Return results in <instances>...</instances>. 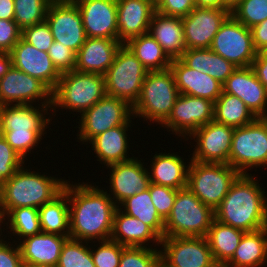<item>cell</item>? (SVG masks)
<instances>
[{"mask_svg": "<svg viewBox=\"0 0 267 267\" xmlns=\"http://www.w3.org/2000/svg\"><path fill=\"white\" fill-rule=\"evenodd\" d=\"M176 189L150 183V196L157 213L165 221L170 215L177 194Z\"/></svg>", "mask_w": 267, "mask_h": 267, "instance_id": "f6af8a7d", "label": "cell"}, {"mask_svg": "<svg viewBox=\"0 0 267 267\" xmlns=\"http://www.w3.org/2000/svg\"><path fill=\"white\" fill-rule=\"evenodd\" d=\"M121 45L115 39L87 37L76 53L75 70L105 75Z\"/></svg>", "mask_w": 267, "mask_h": 267, "instance_id": "d4e9b609", "label": "cell"}, {"mask_svg": "<svg viewBox=\"0 0 267 267\" xmlns=\"http://www.w3.org/2000/svg\"><path fill=\"white\" fill-rule=\"evenodd\" d=\"M45 21L54 41L61 42L75 53L85 43L87 36L75 3H50Z\"/></svg>", "mask_w": 267, "mask_h": 267, "instance_id": "e0dca14e", "label": "cell"}, {"mask_svg": "<svg viewBox=\"0 0 267 267\" xmlns=\"http://www.w3.org/2000/svg\"><path fill=\"white\" fill-rule=\"evenodd\" d=\"M78 0H50L51 3H76Z\"/></svg>", "mask_w": 267, "mask_h": 267, "instance_id": "91938a15", "label": "cell"}, {"mask_svg": "<svg viewBox=\"0 0 267 267\" xmlns=\"http://www.w3.org/2000/svg\"><path fill=\"white\" fill-rule=\"evenodd\" d=\"M229 165L240 174H249L246 170L267 166L266 117H257L253 122L234 129Z\"/></svg>", "mask_w": 267, "mask_h": 267, "instance_id": "9c48e42d", "label": "cell"}, {"mask_svg": "<svg viewBox=\"0 0 267 267\" xmlns=\"http://www.w3.org/2000/svg\"><path fill=\"white\" fill-rule=\"evenodd\" d=\"M96 249L91 245V255L95 267H119L121 254L125 246L109 240L99 241ZM95 250H93V249Z\"/></svg>", "mask_w": 267, "mask_h": 267, "instance_id": "7bdbcfd3", "label": "cell"}, {"mask_svg": "<svg viewBox=\"0 0 267 267\" xmlns=\"http://www.w3.org/2000/svg\"><path fill=\"white\" fill-rule=\"evenodd\" d=\"M251 67L260 83L267 89V51L257 53Z\"/></svg>", "mask_w": 267, "mask_h": 267, "instance_id": "f5cc1de1", "label": "cell"}, {"mask_svg": "<svg viewBox=\"0 0 267 267\" xmlns=\"http://www.w3.org/2000/svg\"><path fill=\"white\" fill-rule=\"evenodd\" d=\"M79 117L80 123H77L80 127H77L79 130L76 136L78 142L83 144L85 142L86 145L97 135L125 123H131L134 118L133 107L128 102L107 95Z\"/></svg>", "mask_w": 267, "mask_h": 267, "instance_id": "8fae6325", "label": "cell"}, {"mask_svg": "<svg viewBox=\"0 0 267 267\" xmlns=\"http://www.w3.org/2000/svg\"><path fill=\"white\" fill-rule=\"evenodd\" d=\"M35 106V107H34ZM0 106V135L24 160L42 140L53 117L51 105L37 103ZM40 109V110H39ZM47 113V114H46ZM47 117V118H46ZM28 153V154H27Z\"/></svg>", "mask_w": 267, "mask_h": 267, "instance_id": "3957f363", "label": "cell"}, {"mask_svg": "<svg viewBox=\"0 0 267 267\" xmlns=\"http://www.w3.org/2000/svg\"><path fill=\"white\" fill-rule=\"evenodd\" d=\"M0 19L14 20V0H0Z\"/></svg>", "mask_w": 267, "mask_h": 267, "instance_id": "db71d44e", "label": "cell"}, {"mask_svg": "<svg viewBox=\"0 0 267 267\" xmlns=\"http://www.w3.org/2000/svg\"><path fill=\"white\" fill-rule=\"evenodd\" d=\"M147 72L132 51L122 44L104 75L107 96L122 99L133 107L140 97Z\"/></svg>", "mask_w": 267, "mask_h": 267, "instance_id": "30bf717a", "label": "cell"}, {"mask_svg": "<svg viewBox=\"0 0 267 267\" xmlns=\"http://www.w3.org/2000/svg\"><path fill=\"white\" fill-rule=\"evenodd\" d=\"M253 45L257 53L267 51V19L250 28Z\"/></svg>", "mask_w": 267, "mask_h": 267, "instance_id": "816d5d0a", "label": "cell"}, {"mask_svg": "<svg viewBox=\"0 0 267 267\" xmlns=\"http://www.w3.org/2000/svg\"><path fill=\"white\" fill-rule=\"evenodd\" d=\"M170 70L180 94L206 98L215 102L223 91V85L209 74L189 68L180 58L171 60Z\"/></svg>", "mask_w": 267, "mask_h": 267, "instance_id": "484cf974", "label": "cell"}, {"mask_svg": "<svg viewBox=\"0 0 267 267\" xmlns=\"http://www.w3.org/2000/svg\"><path fill=\"white\" fill-rule=\"evenodd\" d=\"M256 179L240 174L214 210L215 219L244 232L267 227V195Z\"/></svg>", "mask_w": 267, "mask_h": 267, "instance_id": "7a4b0ae2", "label": "cell"}, {"mask_svg": "<svg viewBox=\"0 0 267 267\" xmlns=\"http://www.w3.org/2000/svg\"><path fill=\"white\" fill-rule=\"evenodd\" d=\"M35 102L52 105V91L39 79L12 66L0 79V106Z\"/></svg>", "mask_w": 267, "mask_h": 267, "instance_id": "9a60e30c", "label": "cell"}, {"mask_svg": "<svg viewBox=\"0 0 267 267\" xmlns=\"http://www.w3.org/2000/svg\"><path fill=\"white\" fill-rule=\"evenodd\" d=\"M22 38L44 52H48L54 42V37L46 21L24 28Z\"/></svg>", "mask_w": 267, "mask_h": 267, "instance_id": "bcb514c9", "label": "cell"}, {"mask_svg": "<svg viewBox=\"0 0 267 267\" xmlns=\"http://www.w3.org/2000/svg\"><path fill=\"white\" fill-rule=\"evenodd\" d=\"M12 67V59L10 53H0V79Z\"/></svg>", "mask_w": 267, "mask_h": 267, "instance_id": "11a10c76", "label": "cell"}, {"mask_svg": "<svg viewBox=\"0 0 267 267\" xmlns=\"http://www.w3.org/2000/svg\"><path fill=\"white\" fill-rule=\"evenodd\" d=\"M241 2V0H223V9L230 12Z\"/></svg>", "mask_w": 267, "mask_h": 267, "instance_id": "6f0895ef", "label": "cell"}, {"mask_svg": "<svg viewBox=\"0 0 267 267\" xmlns=\"http://www.w3.org/2000/svg\"><path fill=\"white\" fill-rule=\"evenodd\" d=\"M5 238L0 241V267H21L23 262L18 243H14L16 246L11 242L7 243Z\"/></svg>", "mask_w": 267, "mask_h": 267, "instance_id": "f907efd6", "label": "cell"}, {"mask_svg": "<svg viewBox=\"0 0 267 267\" xmlns=\"http://www.w3.org/2000/svg\"><path fill=\"white\" fill-rule=\"evenodd\" d=\"M12 66L35 77L53 91L61 77L48 52L40 51L23 38L10 51Z\"/></svg>", "mask_w": 267, "mask_h": 267, "instance_id": "ffe728a7", "label": "cell"}, {"mask_svg": "<svg viewBox=\"0 0 267 267\" xmlns=\"http://www.w3.org/2000/svg\"><path fill=\"white\" fill-rule=\"evenodd\" d=\"M106 95L104 75L76 70L64 72L52 91L51 113L56 115L57 107H61L81 115Z\"/></svg>", "mask_w": 267, "mask_h": 267, "instance_id": "5b68a950", "label": "cell"}, {"mask_svg": "<svg viewBox=\"0 0 267 267\" xmlns=\"http://www.w3.org/2000/svg\"><path fill=\"white\" fill-rule=\"evenodd\" d=\"M118 40L125 44L130 39L149 32L156 12L151 0H116Z\"/></svg>", "mask_w": 267, "mask_h": 267, "instance_id": "603a6c76", "label": "cell"}, {"mask_svg": "<svg viewBox=\"0 0 267 267\" xmlns=\"http://www.w3.org/2000/svg\"><path fill=\"white\" fill-rule=\"evenodd\" d=\"M231 15L247 28L267 19V0H241Z\"/></svg>", "mask_w": 267, "mask_h": 267, "instance_id": "b9f144b4", "label": "cell"}, {"mask_svg": "<svg viewBox=\"0 0 267 267\" xmlns=\"http://www.w3.org/2000/svg\"><path fill=\"white\" fill-rule=\"evenodd\" d=\"M110 239L125 247L153 248V245L149 246L151 242H153L152 244L155 243L154 248L157 245L161 246L159 245L161 244V238L148 225L124 213L120 207L114 213L113 230Z\"/></svg>", "mask_w": 267, "mask_h": 267, "instance_id": "4316f807", "label": "cell"}, {"mask_svg": "<svg viewBox=\"0 0 267 267\" xmlns=\"http://www.w3.org/2000/svg\"><path fill=\"white\" fill-rule=\"evenodd\" d=\"M178 152L163 153L159 151L152 157L149 170L150 182L160 186H167L176 190L187 187L188 169L190 162L185 160Z\"/></svg>", "mask_w": 267, "mask_h": 267, "instance_id": "f1b7e54d", "label": "cell"}, {"mask_svg": "<svg viewBox=\"0 0 267 267\" xmlns=\"http://www.w3.org/2000/svg\"><path fill=\"white\" fill-rule=\"evenodd\" d=\"M180 59L189 68L209 74L222 85L237 68L210 48L186 49Z\"/></svg>", "mask_w": 267, "mask_h": 267, "instance_id": "1f68e13d", "label": "cell"}, {"mask_svg": "<svg viewBox=\"0 0 267 267\" xmlns=\"http://www.w3.org/2000/svg\"><path fill=\"white\" fill-rule=\"evenodd\" d=\"M196 7L223 9V0H194Z\"/></svg>", "mask_w": 267, "mask_h": 267, "instance_id": "9f6ffc18", "label": "cell"}, {"mask_svg": "<svg viewBox=\"0 0 267 267\" xmlns=\"http://www.w3.org/2000/svg\"><path fill=\"white\" fill-rule=\"evenodd\" d=\"M244 233L216 219L213 220L206 239L213 259L219 267H223L232 258Z\"/></svg>", "mask_w": 267, "mask_h": 267, "instance_id": "d6a6232c", "label": "cell"}, {"mask_svg": "<svg viewBox=\"0 0 267 267\" xmlns=\"http://www.w3.org/2000/svg\"><path fill=\"white\" fill-rule=\"evenodd\" d=\"M257 117L238 97L222 91L214 102V120L237 128L253 122Z\"/></svg>", "mask_w": 267, "mask_h": 267, "instance_id": "8d00e7d4", "label": "cell"}, {"mask_svg": "<svg viewBox=\"0 0 267 267\" xmlns=\"http://www.w3.org/2000/svg\"><path fill=\"white\" fill-rule=\"evenodd\" d=\"M24 163L25 160L0 135V188Z\"/></svg>", "mask_w": 267, "mask_h": 267, "instance_id": "ee69618b", "label": "cell"}, {"mask_svg": "<svg viewBox=\"0 0 267 267\" xmlns=\"http://www.w3.org/2000/svg\"><path fill=\"white\" fill-rule=\"evenodd\" d=\"M149 33L171 60L179 59L186 50L181 17L165 16L156 11L150 22Z\"/></svg>", "mask_w": 267, "mask_h": 267, "instance_id": "f546056e", "label": "cell"}, {"mask_svg": "<svg viewBox=\"0 0 267 267\" xmlns=\"http://www.w3.org/2000/svg\"><path fill=\"white\" fill-rule=\"evenodd\" d=\"M38 210L42 232L69 236V201L64 191Z\"/></svg>", "mask_w": 267, "mask_h": 267, "instance_id": "e575fe53", "label": "cell"}, {"mask_svg": "<svg viewBox=\"0 0 267 267\" xmlns=\"http://www.w3.org/2000/svg\"><path fill=\"white\" fill-rule=\"evenodd\" d=\"M239 175L229 164L190 160L187 187L204 205L215 210Z\"/></svg>", "mask_w": 267, "mask_h": 267, "instance_id": "ba28073f", "label": "cell"}, {"mask_svg": "<svg viewBox=\"0 0 267 267\" xmlns=\"http://www.w3.org/2000/svg\"><path fill=\"white\" fill-rule=\"evenodd\" d=\"M48 55L61 74L75 70L76 53L61 42L54 41L49 48Z\"/></svg>", "mask_w": 267, "mask_h": 267, "instance_id": "7dc6e473", "label": "cell"}, {"mask_svg": "<svg viewBox=\"0 0 267 267\" xmlns=\"http://www.w3.org/2000/svg\"><path fill=\"white\" fill-rule=\"evenodd\" d=\"M146 163L134 157L131 160L107 166L109 173V193L114 203L119 206L127 198L134 196L150 185L149 169ZM113 197H112V196Z\"/></svg>", "mask_w": 267, "mask_h": 267, "instance_id": "d6986e66", "label": "cell"}, {"mask_svg": "<svg viewBox=\"0 0 267 267\" xmlns=\"http://www.w3.org/2000/svg\"><path fill=\"white\" fill-rule=\"evenodd\" d=\"M132 123H125L114 128H111L102 134L94 137L89 144L92 146L91 149L96 154L97 161L104 166H109L115 163L128 161L134 158L129 157V137L128 127H131ZM129 150V151H127ZM128 154V156H127Z\"/></svg>", "mask_w": 267, "mask_h": 267, "instance_id": "83f0119b", "label": "cell"}, {"mask_svg": "<svg viewBox=\"0 0 267 267\" xmlns=\"http://www.w3.org/2000/svg\"><path fill=\"white\" fill-rule=\"evenodd\" d=\"M22 38V29L14 20L0 19V53H10Z\"/></svg>", "mask_w": 267, "mask_h": 267, "instance_id": "c3c4849f", "label": "cell"}, {"mask_svg": "<svg viewBox=\"0 0 267 267\" xmlns=\"http://www.w3.org/2000/svg\"><path fill=\"white\" fill-rule=\"evenodd\" d=\"M4 226L8 231V234L15 236L17 240L21 241V238L39 234L42 232L40 226L39 210L32 207H19L12 209L6 216ZM11 232V233H10Z\"/></svg>", "mask_w": 267, "mask_h": 267, "instance_id": "74e56055", "label": "cell"}, {"mask_svg": "<svg viewBox=\"0 0 267 267\" xmlns=\"http://www.w3.org/2000/svg\"><path fill=\"white\" fill-rule=\"evenodd\" d=\"M125 45L147 71H163L170 68L171 59L149 32L130 39Z\"/></svg>", "mask_w": 267, "mask_h": 267, "instance_id": "836d02e7", "label": "cell"}, {"mask_svg": "<svg viewBox=\"0 0 267 267\" xmlns=\"http://www.w3.org/2000/svg\"><path fill=\"white\" fill-rule=\"evenodd\" d=\"M180 95L172 71H148L133 116L161 125L170 115Z\"/></svg>", "mask_w": 267, "mask_h": 267, "instance_id": "52a82bcc", "label": "cell"}, {"mask_svg": "<svg viewBox=\"0 0 267 267\" xmlns=\"http://www.w3.org/2000/svg\"><path fill=\"white\" fill-rule=\"evenodd\" d=\"M70 236L44 233L35 234L18 242L22 262L34 267H56L62 247Z\"/></svg>", "mask_w": 267, "mask_h": 267, "instance_id": "cb8c5ba5", "label": "cell"}, {"mask_svg": "<svg viewBox=\"0 0 267 267\" xmlns=\"http://www.w3.org/2000/svg\"><path fill=\"white\" fill-rule=\"evenodd\" d=\"M155 5L160 1V0H151Z\"/></svg>", "mask_w": 267, "mask_h": 267, "instance_id": "94428289", "label": "cell"}, {"mask_svg": "<svg viewBox=\"0 0 267 267\" xmlns=\"http://www.w3.org/2000/svg\"><path fill=\"white\" fill-rule=\"evenodd\" d=\"M160 245L161 267H219L206 237H163Z\"/></svg>", "mask_w": 267, "mask_h": 267, "instance_id": "4fadbf2b", "label": "cell"}, {"mask_svg": "<svg viewBox=\"0 0 267 267\" xmlns=\"http://www.w3.org/2000/svg\"><path fill=\"white\" fill-rule=\"evenodd\" d=\"M50 0H14V21L23 30L44 22Z\"/></svg>", "mask_w": 267, "mask_h": 267, "instance_id": "f35d334b", "label": "cell"}, {"mask_svg": "<svg viewBox=\"0 0 267 267\" xmlns=\"http://www.w3.org/2000/svg\"><path fill=\"white\" fill-rule=\"evenodd\" d=\"M267 263V227L245 232L232 258L223 267H263Z\"/></svg>", "mask_w": 267, "mask_h": 267, "instance_id": "4dcf8cb0", "label": "cell"}, {"mask_svg": "<svg viewBox=\"0 0 267 267\" xmlns=\"http://www.w3.org/2000/svg\"><path fill=\"white\" fill-rule=\"evenodd\" d=\"M214 219V210L188 187L179 189L171 213L164 221V237H206Z\"/></svg>", "mask_w": 267, "mask_h": 267, "instance_id": "8992f818", "label": "cell"}, {"mask_svg": "<svg viewBox=\"0 0 267 267\" xmlns=\"http://www.w3.org/2000/svg\"><path fill=\"white\" fill-rule=\"evenodd\" d=\"M87 37L118 40L116 0H78Z\"/></svg>", "mask_w": 267, "mask_h": 267, "instance_id": "44dd1931", "label": "cell"}, {"mask_svg": "<svg viewBox=\"0 0 267 267\" xmlns=\"http://www.w3.org/2000/svg\"><path fill=\"white\" fill-rule=\"evenodd\" d=\"M86 243V244H85ZM88 241L68 238L61 250L56 267H95Z\"/></svg>", "mask_w": 267, "mask_h": 267, "instance_id": "ab89813d", "label": "cell"}, {"mask_svg": "<svg viewBox=\"0 0 267 267\" xmlns=\"http://www.w3.org/2000/svg\"><path fill=\"white\" fill-rule=\"evenodd\" d=\"M96 186V183L94 186V183L71 184L70 181L64 185L63 191L69 201V236L72 239L94 243L111 238L118 206L107 190Z\"/></svg>", "mask_w": 267, "mask_h": 267, "instance_id": "6da1fadb", "label": "cell"}, {"mask_svg": "<svg viewBox=\"0 0 267 267\" xmlns=\"http://www.w3.org/2000/svg\"><path fill=\"white\" fill-rule=\"evenodd\" d=\"M21 267H34V266H28V265L23 264Z\"/></svg>", "mask_w": 267, "mask_h": 267, "instance_id": "6125c7cd", "label": "cell"}, {"mask_svg": "<svg viewBox=\"0 0 267 267\" xmlns=\"http://www.w3.org/2000/svg\"><path fill=\"white\" fill-rule=\"evenodd\" d=\"M214 120V102L206 98L180 94L169 117L161 124L181 139ZM187 136V137H186ZM183 137V138H182Z\"/></svg>", "mask_w": 267, "mask_h": 267, "instance_id": "5bb4252c", "label": "cell"}, {"mask_svg": "<svg viewBox=\"0 0 267 267\" xmlns=\"http://www.w3.org/2000/svg\"><path fill=\"white\" fill-rule=\"evenodd\" d=\"M210 49L235 67L251 66L257 55L251 29L237 21L232 15L221 25Z\"/></svg>", "mask_w": 267, "mask_h": 267, "instance_id": "7c38bea8", "label": "cell"}, {"mask_svg": "<svg viewBox=\"0 0 267 267\" xmlns=\"http://www.w3.org/2000/svg\"><path fill=\"white\" fill-rule=\"evenodd\" d=\"M223 92L238 97L256 117H267V89L251 66L237 67L223 84Z\"/></svg>", "mask_w": 267, "mask_h": 267, "instance_id": "7402d4cb", "label": "cell"}, {"mask_svg": "<svg viewBox=\"0 0 267 267\" xmlns=\"http://www.w3.org/2000/svg\"><path fill=\"white\" fill-rule=\"evenodd\" d=\"M5 216H4V213L3 211L0 209V241H2L3 239L1 238V235H3L2 233H5V232H2V229L4 226H2V224H4L3 222H5ZM2 226V227H1Z\"/></svg>", "mask_w": 267, "mask_h": 267, "instance_id": "680465c9", "label": "cell"}, {"mask_svg": "<svg viewBox=\"0 0 267 267\" xmlns=\"http://www.w3.org/2000/svg\"><path fill=\"white\" fill-rule=\"evenodd\" d=\"M118 207L124 213L143 221L161 239L164 237V220L157 213L151 201L150 185L147 190H142L134 196L127 198Z\"/></svg>", "mask_w": 267, "mask_h": 267, "instance_id": "d590c367", "label": "cell"}, {"mask_svg": "<svg viewBox=\"0 0 267 267\" xmlns=\"http://www.w3.org/2000/svg\"><path fill=\"white\" fill-rule=\"evenodd\" d=\"M234 127L216 122L203 125L193 132L185 141L194 140L196 143L192 157L189 160L204 163L229 164Z\"/></svg>", "mask_w": 267, "mask_h": 267, "instance_id": "2e32d148", "label": "cell"}, {"mask_svg": "<svg viewBox=\"0 0 267 267\" xmlns=\"http://www.w3.org/2000/svg\"><path fill=\"white\" fill-rule=\"evenodd\" d=\"M24 166L7 179L0 188V209L4 216L14 208L38 209L58 196L67 181L47 176L45 173L30 171Z\"/></svg>", "mask_w": 267, "mask_h": 267, "instance_id": "277c9868", "label": "cell"}, {"mask_svg": "<svg viewBox=\"0 0 267 267\" xmlns=\"http://www.w3.org/2000/svg\"><path fill=\"white\" fill-rule=\"evenodd\" d=\"M194 0H160L156 11L165 16L185 17L195 8Z\"/></svg>", "mask_w": 267, "mask_h": 267, "instance_id": "681fc988", "label": "cell"}, {"mask_svg": "<svg viewBox=\"0 0 267 267\" xmlns=\"http://www.w3.org/2000/svg\"><path fill=\"white\" fill-rule=\"evenodd\" d=\"M230 15L227 9L195 7L182 17L185 48H210L216 33Z\"/></svg>", "mask_w": 267, "mask_h": 267, "instance_id": "ac0fdd59", "label": "cell"}, {"mask_svg": "<svg viewBox=\"0 0 267 267\" xmlns=\"http://www.w3.org/2000/svg\"><path fill=\"white\" fill-rule=\"evenodd\" d=\"M160 249L124 247L119 267H160Z\"/></svg>", "mask_w": 267, "mask_h": 267, "instance_id": "60d3db41", "label": "cell"}]
</instances>
